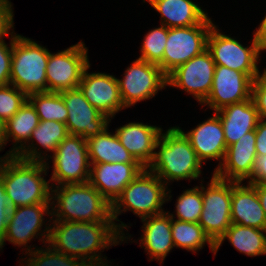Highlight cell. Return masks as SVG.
I'll return each mask as SVG.
<instances>
[{"mask_svg":"<svg viewBox=\"0 0 266 266\" xmlns=\"http://www.w3.org/2000/svg\"><path fill=\"white\" fill-rule=\"evenodd\" d=\"M123 243L114 222L52 221L48 244L89 266H112L102 252Z\"/></svg>","mask_w":266,"mask_h":266,"instance_id":"6da1fadb","label":"cell"},{"mask_svg":"<svg viewBox=\"0 0 266 266\" xmlns=\"http://www.w3.org/2000/svg\"><path fill=\"white\" fill-rule=\"evenodd\" d=\"M168 187L156 174L144 168L111 204V216L117 230L123 235L124 243L132 240L129 233L125 234L130 225L127 226L120 221L118 216L131 211L142 219L164 213L163 205L172 200L171 190ZM117 221L120 223L117 224Z\"/></svg>","mask_w":266,"mask_h":266,"instance_id":"7a4b0ae2","label":"cell"},{"mask_svg":"<svg viewBox=\"0 0 266 266\" xmlns=\"http://www.w3.org/2000/svg\"><path fill=\"white\" fill-rule=\"evenodd\" d=\"M50 164L26 161L17 157L0 161V180L3 182L10 206L51 203V183L46 180ZM45 175V177H44Z\"/></svg>","mask_w":266,"mask_h":266,"instance_id":"3957f363","label":"cell"},{"mask_svg":"<svg viewBox=\"0 0 266 266\" xmlns=\"http://www.w3.org/2000/svg\"><path fill=\"white\" fill-rule=\"evenodd\" d=\"M203 166L189 139L173 126L161 132L154 160L148 169L168 186L174 181L199 180Z\"/></svg>","mask_w":266,"mask_h":266,"instance_id":"277c9868","label":"cell"},{"mask_svg":"<svg viewBox=\"0 0 266 266\" xmlns=\"http://www.w3.org/2000/svg\"><path fill=\"white\" fill-rule=\"evenodd\" d=\"M52 221L114 222L109 203L89 182L51 187Z\"/></svg>","mask_w":266,"mask_h":266,"instance_id":"5b68a950","label":"cell"},{"mask_svg":"<svg viewBox=\"0 0 266 266\" xmlns=\"http://www.w3.org/2000/svg\"><path fill=\"white\" fill-rule=\"evenodd\" d=\"M49 54L48 48L14 31L10 84L27 95L46 92Z\"/></svg>","mask_w":266,"mask_h":266,"instance_id":"8992f818","label":"cell"},{"mask_svg":"<svg viewBox=\"0 0 266 266\" xmlns=\"http://www.w3.org/2000/svg\"><path fill=\"white\" fill-rule=\"evenodd\" d=\"M250 46H244L236 38L223 34L218 25L213 24L207 37V50L215 65H223L230 69L247 74L253 81L261 76L258 61L261 51L254 34Z\"/></svg>","mask_w":266,"mask_h":266,"instance_id":"52a82bcc","label":"cell"},{"mask_svg":"<svg viewBox=\"0 0 266 266\" xmlns=\"http://www.w3.org/2000/svg\"><path fill=\"white\" fill-rule=\"evenodd\" d=\"M46 215L50 217L49 220L47 218L45 220L44 216ZM51 215V203H40L13 208L3 242L0 244V250L5 245V241L14 244L15 247H21L25 253L36 249L34 248L35 245L32 246L33 248L30 245L28 246L35 237L36 239L39 238L38 240L43 242V244L48 243L52 222ZM47 221L48 224L45 223Z\"/></svg>","mask_w":266,"mask_h":266,"instance_id":"ba28073f","label":"cell"},{"mask_svg":"<svg viewBox=\"0 0 266 266\" xmlns=\"http://www.w3.org/2000/svg\"><path fill=\"white\" fill-rule=\"evenodd\" d=\"M201 179L203 208L199 224L216 244L231 226L232 181L223 180L213 173L207 186Z\"/></svg>","mask_w":266,"mask_h":266,"instance_id":"9c48e42d","label":"cell"},{"mask_svg":"<svg viewBox=\"0 0 266 266\" xmlns=\"http://www.w3.org/2000/svg\"><path fill=\"white\" fill-rule=\"evenodd\" d=\"M52 159L51 186L65 184H83L90 179V161L86 139L81 136L68 135L62 140L56 152L50 155L49 165Z\"/></svg>","mask_w":266,"mask_h":266,"instance_id":"30bf717a","label":"cell"},{"mask_svg":"<svg viewBox=\"0 0 266 266\" xmlns=\"http://www.w3.org/2000/svg\"><path fill=\"white\" fill-rule=\"evenodd\" d=\"M209 17L199 25L168 28L163 55V72L166 76L207 49V37L214 24Z\"/></svg>","mask_w":266,"mask_h":266,"instance_id":"8fae6325","label":"cell"},{"mask_svg":"<svg viewBox=\"0 0 266 266\" xmlns=\"http://www.w3.org/2000/svg\"><path fill=\"white\" fill-rule=\"evenodd\" d=\"M131 63L124 71V76L118 78L121 98L126 109L137 102L155 97L167 87V76L157 64L138 58Z\"/></svg>","mask_w":266,"mask_h":266,"instance_id":"7c38bea8","label":"cell"},{"mask_svg":"<svg viewBox=\"0 0 266 266\" xmlns=\"http://www.w3.org/2000/svg\"><path fill=\"white\" fill-rule=\"evenodd\" d=\"M89 64L88 48L82 40L65 50L50 52L46 67L47 92L60 93L78 88Z\"/></svg>","mask_w":266,"mask_h":266,"instance_id":"4fadbf2b","label":"cell"},{"mask_svg":"<svg viewBox=\"0 0 266 266\" xmlns=\"http://www.w3.org/2000/svg\"><path fill=\"white\" fill-rule=\"evenodd\" d=\"M215 66L206 49L172 71L167 76V86L185 91L201 105L211 92Z\"/></svg>","mask_w":266,"mask_h":266,"instance_id":"5bb4252c","label":"cell"},{"mask_svg":"<svg viewBox=\"0 0 266 266\" xmlns=\"http://www.w3.org/2000/svg\"><path fill=\"white\" fill-rule=\"evenodd\" d=\"M68 111L66 126L69 135L88 139L110 126V119L95 109L80 88L60 92Z\"/></svg>","mask_w":266,"mask_h":266,"instance_id":"9a60e30c","label":"cell"},{"mask_svg":"<svg viewBox=\"0 0 266 266\" xmlns=\"http://www.w3.org/2000/svg\"><path fill=\"white\" fill-rule=\"evenodd\" d=\"M253 80L245 73L216 65L211 92L201 104L214 112L251 98Z\"/></svg>","mask_w":266,"mask_h":266,"instance_id":"2e32d148","label":"cell"},{"mask_svg":"<svg viewBox=\"0 0 266 266\" xmlns=\"http://www.w3.org/2000/svg\"><path fill=\"white\" fill-rule=\"evenodd\" d=\"M90 65L83 71L79 88L85 99L111 122L118 112L126 109L121 98L118 78L105 72L89 73Z\"/></svg>","mask_w":266,"mask_h":266,"instance_id":"e0dca14e","label":"cell"},{"mask_svg":"<svg viewBox=\"0 0 266 266\" xmlns=\"http://www.w3.org/2000/svg\"><path fill=\"white\" fill-rule=\"evenodd\" d=\"M177 127L189 139L192 148L202 163H206L207 160L219 161L213 170L214 172L222 164L227 149L224 129L219 116L214 112L212 117L198 123L195 128L188 132H185L179 126Z\"/></svg>","mask_w":266,"mask_h":266,"instance_id":"ac0fdd59","label":"cell"},{"mask_svg":"<svg viewBox=\"0 0 266 266\" xmlns=\"http://www.w3.org/2000/svg\"><path fill=\"white\" fill-rule=\"evenodd\" d=\"M89 183L113 203L123 189L145 168L140 163L90 164Z\"/></svg>","mask_w":266,"mask_h":266,"instance_id":"d6986e66","label":"cell"},{"mask_svg":"<svg viewBox=\"0 0 266 266\" xmlns=\"http://www.w3.org/2000/svg\"><path fill=\"white\" fill-rule=\"evenodd\" d=\"M255 146L256 135L253 130L227 147L222 164L212 173L223 180L244 182L252 174L257 157Z\"/></svg>","mask_w":266,"mask_h":266,"instance_id":"ffe728a7","label":"cell"},{"mask_svg":"<svg viewBox=\"0 0 266 266\" xmlns=\"http://www.w3.org/2000/svg\"><path fill=\"white\" fill-rule=\"evenodd\" d=\"M162 127L143 122H129L115 129L120 143L145 168L155 157L156 143L160 137Z\"/></svg>","mask_w":266,"mask_h":266,"instance_id":"44dd1931","label":"cell"},{"mask_svg":"<svg viewBox=\"0 0 266 266\" xmlns=\"http://www.w3.org/2000/svg\"><path fill=\"white\" fill-rule=\"evenodd\" d=\"M143 233L138 240L139 246L144 248L149 260L159 261L161 265L169 252L175 248L172 240L171 217L164 213L142 218Z\"/></svg>","mask_w":266,"mask_h":266,"instance_id":"7402d4cb","label":"cell"},{"mask_svg":"<svg viewBox=\"0 0 266 266\" xmlns=\"http://www.w3.org/2000/svg\"><path fill=\"white\" fill-rule=\"evenodd\" d=\"M68 135L66 124L53 120L40 121L32 132L29 142L15 157L26 161L46 162L50 157L47 153L51 152L53 155L59 143Z\"/></svg>","mask_w":266,"mask_h":266,"instance_id":"603a6c76","label":"cell"},{"mask_svg":"<svg viewBox=\"0 0 266 266\" xmlns=\"http://www.w3.org/2000/svg\"><path fill=\"white\" fill-rule=\"evenodd\" d=\"M231 223L266 229V216L257 191L249 183L232 181Z\"/></svg>","mask_w":266,"mask_h":266,"instance_id":"cb8c5ba5","label":"cell"},{"mask_svg":"<svg viewBox=\"0 0 266 266\" xmlns=\"http://www.w3.org/2000/svg\"><path fill=\"white\" fill-rule=\"evenodd\" d=\"M215 113L222 122L227 147L247 132L255 130L260 120L252 97L240 103L224 106Z\"/></svg>","mask_w":266,"mask_h":266,"instance_id":"d4e9b609","label":"cell"},{"mask_svg":"<svg viewBox=\"0 0 266 266\" xmlns=\"http://www.w3.org/2000/svg\"><path fill=\"white\" fill-rule=\"evenodd\" d=\"M147 2L160 14V24L167 28L199 25L208 17L207 11L192 0H148Z\"/></svg>","mask_w":266,"mask_h":266,"instance_id":"484cf974","label":"cell"},{"mask_svg":"<svg viewBox=\"0 0 266 266\" xmlns=\"http://www.w3.org/2000/svg\"><path fill=\"white\" fill-rule=\"evenodd\" d=\"M39 122V116L35 108L27 100L13 117L5 123L7 142H13V146L3 157L0 156V161L15 157L29 142L32 132L38 126Z\"/></svg>","mask_w":266,"mask_h":266,"instance_id":"4316f807","label":"cell"},{"mask_svg":"<svg viewBox=\"0 0 266 266\" xmlns=\"http://www.w3.org/2000/svg\"><path fill=\"white\" fill-rule=\"evenodd\" d=\"M86 141L90 164L139 163L120 143L115 132H109V126Z\"/></svg>","mask_w":266,"mask_h":266,"instance_id":"83f0119b","label":"cell"},{"mask_svg":"<svg viewBox=\"0 0 266 266\" xmlns=\"http://www.w3.org/2000/svg\"><path fill=\"white\" fill-rule=\"evenodd\" d=\"M225 240H228L237 251L246 256L266 255V229L232 223L215 244V254H217Z\"/></svg>","mask_w":266,"mask_h":266,"instance_id":"f1b7e54d","label":"cell"},{"mask_svg":"<svg viewBox=\"0 0 266 266\" xmlns=\"http://www.w3.org/2000/svg\"><path fill=\"white\" fill-rule=\"evenodd\" d=\"M172 240L176 248L197 253L204 245H209L210 251L215 256V244L205 234L199 223L180 221L171 218ZM208 243V244H207Z\"/></svg>","mask_w":266,"mask_h":266,"instance_id":"f546056e","label":"cell"},{"mask_svg":"<svg viewBox=\"0 0 266 266\" xmlns=\"http://www.w3.org/2000/svg\"><path fill=\"white\" fill-rule=\"evenodd\" d=\"M28 101L35 108L40 121L53 120L66 124L68 111L60 93L35 92L28 94Z\"/></svg>","mask_w":266,"mask_h":266,"instance_id":"4dcf8cb0","label":"cell"},{"mask_svg":"<svg viewBox=\"0 0 266 266\" xmlns=\"http://www.w3.org/2000/svg\"><path fill=\"white\" fill-rule=\"evenodd\" d=\"M177 197L175 211L172 213L167 211L170 217H177L176 219L180 221L198 223L203 208L201 184L200 186L185 189L183 193Z\"/></svg>","mask_w":266,"mask_h":266,"instance_id":"1f68e13d","label":"cell"},{"mask_svg":"<svg viewBox=\"0 0 266 266\" xmlns=\"http://www.w3.org/2000/svg\"><path fill=\"white\" fill-rule=\"evenodd\" d=\"M168 37V28L162 24L149 30L142 40L138 59L157 64L163 71V55Z\"/></svg>","mask_w":266,"mask_h":266,"instance_id":"d6a6232c","label":"cell"},{"mask_svg":"<svg viewBox=\"0 0 266 266\" xmlns=\"http://www.w3.org/2000/svg\"><path fill=\"white\" fill-rule=\"evenodd\" d=\"M28 100V95L14 85L0 87V118L6 123Z\"/></svg>","mask_w":266,"mask_h":266,"instance_id":"836d02e7","label":"cell"},{"mask_svg":"<svg viewBox=\"0 0 266 266\" xmlns=\"http://www.w3.org/2000/svg\"><path fill=\"white\" fill-rule=\"evenodd\" d=\"M8 36L10 37L9 44L6 43L4 39ZM13 41L14 27L3 38L0 39V87L10 84Z\"/></svg>","mask_w":266,"mask_h":266,"instance_id":"e575fe53","label":"cell"},{"mask_svg":"<svg viewBox=\"0 0 266 266\" xmlns=\"http://www.w3.org/2000/svg\"><path fill=\"white\" fill-rule=\"evenodd\" d=\"M251 97L256 105L259 117L266 121V68L252 83Z\"/></svg>","mask_w":266,"mask_h":266,"instance_id":"d590c367","label":"cell"},{"mask_svg":"<svg viewBox=\"0 0 266 266\" xmlns=\"http://www.w3.org/2000/svg\"><path fill=\"white\" fill-rule=\"evenodd\" d=\"M14 27V10L11 0H0V39Z\"/></svg>","mask_w":266,"mask_h":266,"instance_id":"8d00e7d4","label":"cell"},{"mask_svg":"<svg viewBox=\"0 0 266 266\" xmlns=\"http://www.w3.org/2000/svg\"><path fill=\"white\" fill-rule=\"evenodd\" d=\"M12 207L10 206L8 196L5 192L3 182L0 180V244L3 242L7 230V224L10 219Z\"/></svg>","mask_w":266,"mask_h":266,"instance_id":"74e56055","label":"cell"},{"mask_svg":"<svg viewBox=\"0 0 266 266\" xmlns=\"http://www.w3.org/2000/svg\"><path fill=\"white\" fill-rule=\"evenodd\" d=\"M246 182L249 184H266V155H257L252 174Z\"/></svg>","mask_w":266,"mask_h":266,"instance_id":"f35d334b","label":"cell"},{"mask_svg":"<svg viewBox=\"0 0 266 266\" xmlns=\"http://www.w3.org/2000/svg\"><path fill=\"white\" fill-rule=\"evenodd\" d=\"M256 135V153L257 155H266V121L259 120L255 129Z\"/></svg>","mask_w":266,"mask_h":266,"instance_id":"ab89813d","label":"cell"},{"mask_svg":"<svg viewBox=\"0 0 266 266\" xmlns=\"http://www.w3.org/2000/svg\"><path fill=\"white\" fill-rule=\"evenodd\" d=\"M253 34L261 53L266 51V14Z\"/></svg>","mask_w":266,"mask_h":266,"instance_id":"60d3db41","label":"cell"},{"mask_svg":"<svg viewBox=\"0 0 266 266\" xmlns=\"http://www.w3.org/2000/svg\"><path fill=\"white\" fill-rule=\"evenodd\" d=\"M257 191V195L266 216V184H251Z\"/></svg>","mask_w":266,"mask_h":266,"instance_id":"b9f144b4","label":"cell"},{"mask_svg":"<svg viewBox=\"0 0 266 266\" xmlns=\"http://www.w3.org/2000/svg\"><path fill=\"white\" fill-rule=\"evenodd\" d=\"M7 143L5 122L0 118V152L5 149Z\"/></svg>","mask_w":266,"mask_h":266,"instance_id":"7bdbcfd3","label":"cell"}]
</instances>
